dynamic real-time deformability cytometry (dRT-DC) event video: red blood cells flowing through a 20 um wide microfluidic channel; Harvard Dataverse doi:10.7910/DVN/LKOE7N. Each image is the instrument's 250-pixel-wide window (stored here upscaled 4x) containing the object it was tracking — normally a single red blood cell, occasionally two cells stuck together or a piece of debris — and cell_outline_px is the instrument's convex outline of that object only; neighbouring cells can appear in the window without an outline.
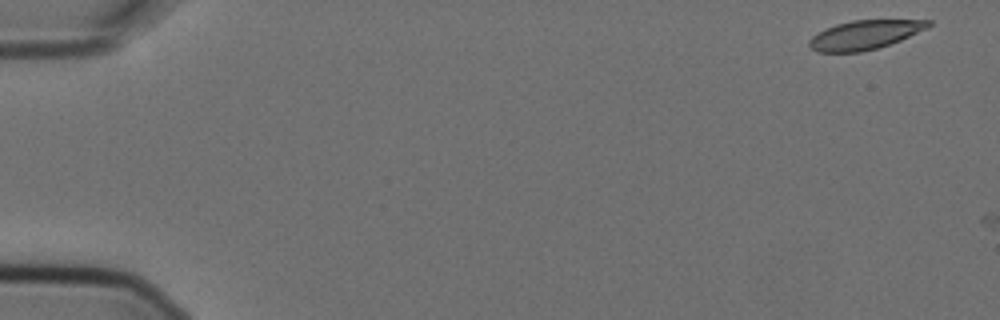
{"species": "Egyptian fruit bat (a non-hibernating species)", "species_latin": "Rousettus aegyptiacus", "temperature_condition": "cold", "stored_images_in_passage": 2, "camera_frame_rate_fps": 3000, "um_per_image_px": 0.085, "animal": {"sex": "female"}, "frame": {"image": 1, "passage_image": 1, "time_ms": 0.0, "image_size_px": [1000, 320], "cell_outline_px": [[932, 24], [928, 28], [900, 40], [876, 48], [860, 52], [816, 52], [808, 44], [808, 40], [812, 36], [836, 24], [852, 20], [932, 20]], "centroid_in_image_um": [73.51, 2.96], "position_along_channel_um": 11.5, "area_um2": 19.94}}